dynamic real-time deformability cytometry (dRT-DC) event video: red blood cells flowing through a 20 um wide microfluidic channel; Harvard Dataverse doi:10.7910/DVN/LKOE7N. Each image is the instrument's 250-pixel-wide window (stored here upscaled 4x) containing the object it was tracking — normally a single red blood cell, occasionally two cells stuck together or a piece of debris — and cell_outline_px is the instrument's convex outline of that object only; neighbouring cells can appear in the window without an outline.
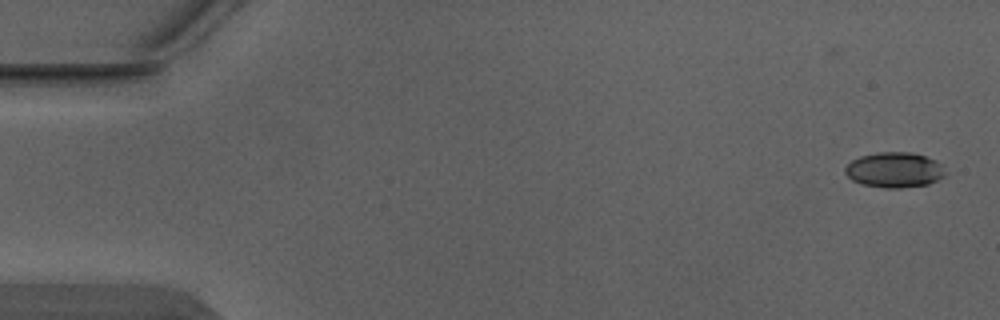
{"species": "Egyptian fruit bat (a non-hibernating species)", "species_latin": "Rousettus aegyptiacus", "temperature_condition": "warm", "stored_images_in_passage": 4, "camera_frame_rate_fps": 3000, "um_per_image_px": 0.085, "animal": {"sex": "male"}, "frame": {"image": 1, "passage_image": 1, "time_ms": 0.0, "image_size_px": [1000, 320], "cell_outline_px": [[944, 176], [928, 184], [900, 188], [888, 188], [860, 184], [852, 180], [844, 172], [844, 168], [852, 160], [860, 156], [876, 152], [912, 152], [936, 160], [940, 164], [944, 172]], "centroid_in_image_um": [75.99, 14.44], "position_along_channel_um": 9.0, "area_um2": 20.52}}
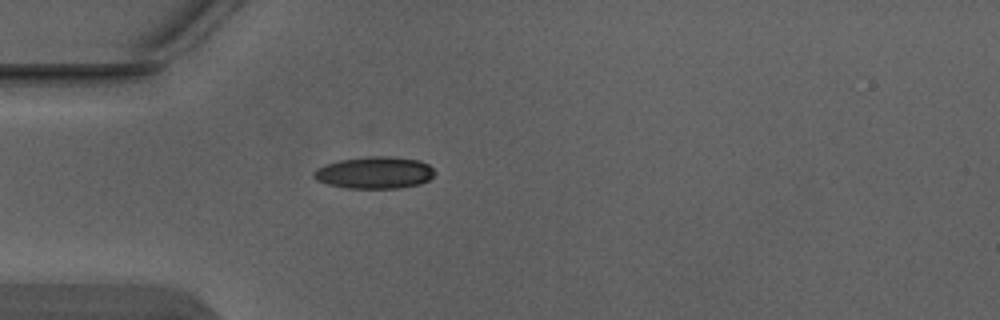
{"frame": {"image": 2, "passage_image": 4, "time_ms": 1.0, "image_size_px": [1000, 320], "cell_outline_px": [[436, 172], [428, 180], [420, 184], [396, 188], [348, 188], [328, 184], [316, 180], [312, 176], [312, 172], [316, 168], [324, 164], [340, 160], [368, 156], [392, 156], [420, 160], [428, 164]], "centroid_in_image_um": [31.82, 14.66], "position_along_channel_um": 53.2, "area_um2": 22.66}}